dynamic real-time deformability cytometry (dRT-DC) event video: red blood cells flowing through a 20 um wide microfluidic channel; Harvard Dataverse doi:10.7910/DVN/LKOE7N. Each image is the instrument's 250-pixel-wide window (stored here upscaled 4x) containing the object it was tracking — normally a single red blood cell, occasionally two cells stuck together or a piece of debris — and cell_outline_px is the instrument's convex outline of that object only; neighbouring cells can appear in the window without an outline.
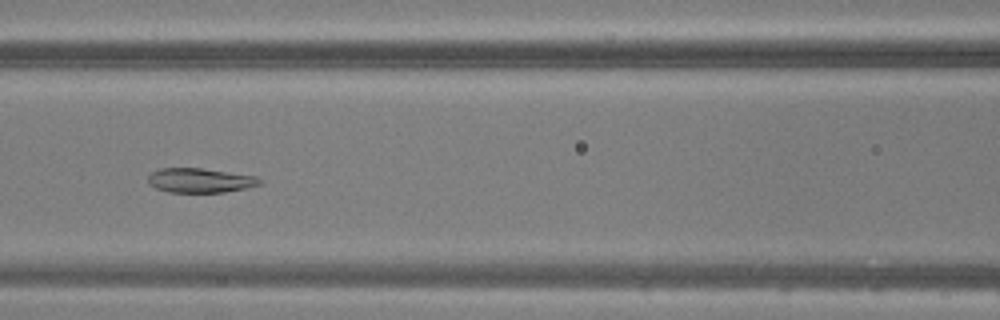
{"species": "common noctule bat (a hibernating species)", "species_latin": "Nyctalus noctula", "temperature_condition": "warm", "stored_images_in_passage": 35, "camera_frame_rate_fps": 3000, "um_per_image_px": 0.085, "animal": {"sex": "male", "body_mass_g": 20.5, "forearm_length_mm": 52.5}, "frame": {"image": 1, "passage_image": 8, "time_ms": 2.333, "image_size_px": [1000, 320], "cell_outline_px": [[264, 180], [260, 184], [244, 188], [224, 192], [168, 192], [156, 188], [148, 184], [148, 176], [152, 172], [160, 168], [200, 168], [256, 176]], "centroid_in_image_um": [16.99, 15.33], "position_along_channel_um": 149.6, "area_um2": 15.84}}
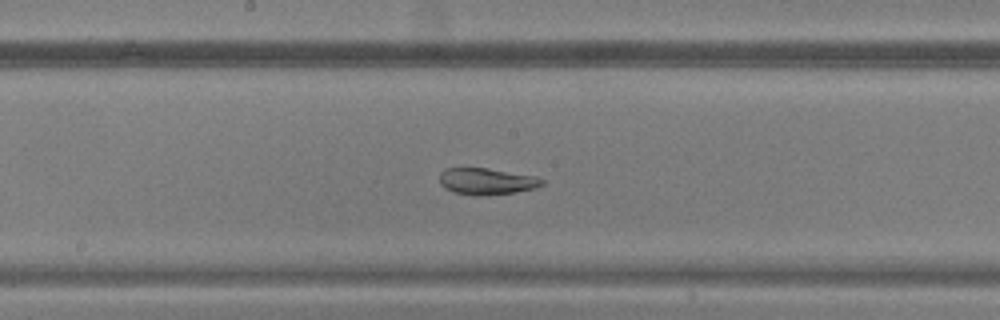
{"frame": {"image": 2, "passage_image": 12, "time_ms": 3.667, "image_size_px": [1000, 320], "cell_outline_px": [[544, 184], [536, 188], [516, 192], [480, 196], [476, 196], [452, 192], [444, 188], [440, 184], [440, 172], [444, 168], [488, 168], [536, 176], [544, 180]], "centroid_in_image_um": [41.36, 15.42], "position_along_channel_um": 206.8, "area_um2": 16.07}}